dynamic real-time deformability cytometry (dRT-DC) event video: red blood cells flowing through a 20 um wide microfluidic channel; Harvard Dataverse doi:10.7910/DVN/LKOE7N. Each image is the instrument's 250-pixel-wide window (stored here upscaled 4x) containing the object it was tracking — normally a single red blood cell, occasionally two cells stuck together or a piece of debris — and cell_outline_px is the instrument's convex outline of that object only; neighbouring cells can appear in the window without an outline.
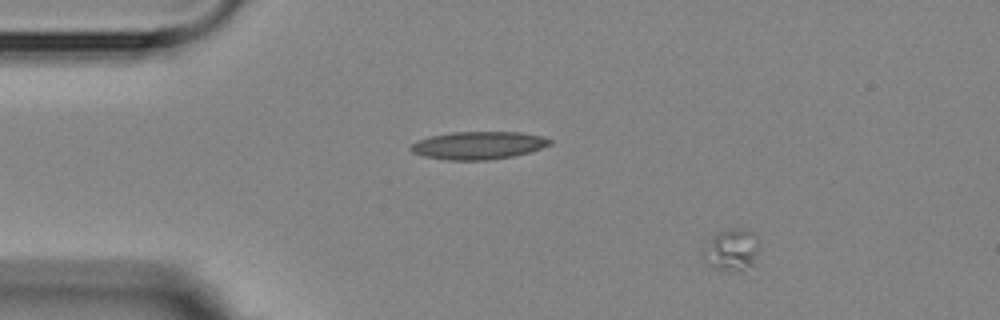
{"species": "Egyptian fruit bat (a non-hibernating species)", "species_latin": "Rousettus aegyptiacus", "temperature_condition": "room temperature", "stored_images_in_passage": 3, "camera_frame_rate_fps": 3000, "um_per_image_px": 0.085, "animal": {"sex": "female"}, "frame": {"image": 1, "passage_image": 1, "time_ms": 0.0, "image_size_px": [1000, 320], "cell_outline_px": [[756, 252], [752, 264], [744, 272], [740, 272], [712, 268], [704, 252], [712, 236], [716, 232], [728, 228], [740, 228], [752, 232], [756, 236]], "centroid_in_image_um": [62.2, 21.23], "position_along_channel_um": 22.8, "area_um2": 13.18}}